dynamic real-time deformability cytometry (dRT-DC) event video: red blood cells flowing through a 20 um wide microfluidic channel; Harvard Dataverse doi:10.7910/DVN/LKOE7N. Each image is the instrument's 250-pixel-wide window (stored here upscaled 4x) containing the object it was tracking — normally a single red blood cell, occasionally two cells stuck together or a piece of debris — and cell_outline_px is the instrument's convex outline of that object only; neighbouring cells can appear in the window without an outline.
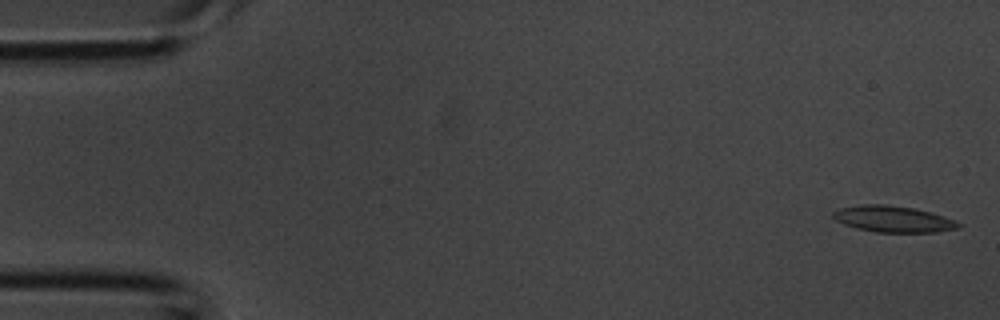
{"species": "common noctule bat (a hibernating species)", "species_latin": "Nyctalus noctula", "temperature_condition": "room temperature", "stored_images_in_passage": 7, "camera_frame_rate_fps": 3000, "um_per_image_px": 0.085, "animal": {"sex": "male", "body_mass_g": 20.1, "forearm_length_mm": 53.5}, "frame": {"image": 1, "passage_image": 1, "time_ms": 0.0, "image_size_px": [1000, 320], "cell_outline_px": [[964, 224], [960, 228], [936, 232], [876, 232], [856, 228], [844, 224], [836, 220], [832, 216], [832, 212], [840, 208], [864, 204], [884, 204], [916, 208], [932, 212], [956, 220]], "centroid_in_image_um": [75.98, 18.61], "position_along_channel_um": 9.0, "area_um2": 19.42}}